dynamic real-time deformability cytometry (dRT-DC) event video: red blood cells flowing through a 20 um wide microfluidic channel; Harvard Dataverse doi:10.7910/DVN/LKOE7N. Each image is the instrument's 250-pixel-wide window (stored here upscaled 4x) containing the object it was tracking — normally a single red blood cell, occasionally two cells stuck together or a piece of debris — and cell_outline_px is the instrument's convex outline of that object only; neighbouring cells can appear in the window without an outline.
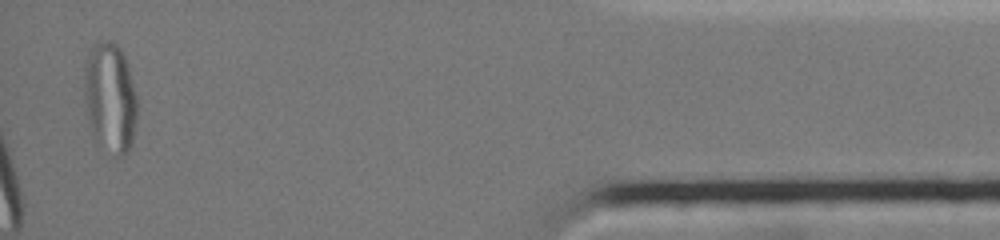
{"species": "common noctule bat (a hibernating species)", "species_latin": "Nyctalus noctula", "temperature_condition": "cold", "stored_images_in_passage": 22, "segment_of_instrument_passage": [2, 2], "camera_frame_rate_fps": 3000, "um_per_image_px": 0.085, "animal": {"sex": "female", "body_mass_g": 19.0, "forearm_length_mm": 51.5}, "frame": {"image": 1, "passage_image": 22, "time_ms": 10.667, "image_size_px": [1000, 240], "cell_outline_px": [[136, 116], [132, 144], [128, 152], [120, 156], [116, 156], [92, 136], [84, 104], [84, 64], [88, 52], [100, 40], [108, 40], [116, 44], [124, 52], [128, 64], [136, 96]], "centroid_in_image_um": [9.34, 8.27], "position_along_channel_um": 425.9, "area_um2": 34.22}}